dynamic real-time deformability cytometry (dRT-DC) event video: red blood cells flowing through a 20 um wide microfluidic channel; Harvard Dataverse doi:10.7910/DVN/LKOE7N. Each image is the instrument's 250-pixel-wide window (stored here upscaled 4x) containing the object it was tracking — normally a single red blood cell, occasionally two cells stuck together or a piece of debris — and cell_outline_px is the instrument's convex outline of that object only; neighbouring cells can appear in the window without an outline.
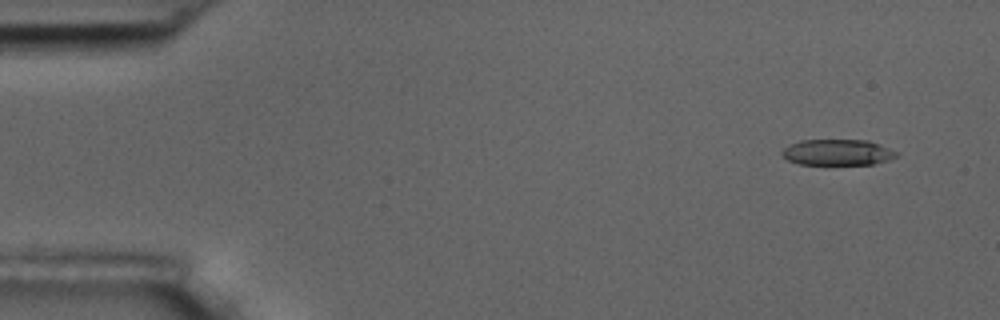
{"species": "common noctule bat (a hibernating species)", "species_latin": "Nyctalus noctula", "temperature_condition": "room temperature", "stored_images_in_passage": 9, "camera_frame_rate_fps": 3000, "um_per_image_px": 0.085, "animal": {"sex": "male", "body_mass_g": 17.5, "forearm_length_mm": 52.3}, "frame": {"image": 1, "passage_image": 1, "time_ms": 0.0, "image_size_px": [1000, 320], "cell_outline_px": [[900, 156], [888, 160], [872, 164], [800, 164], [788, 160], [780, 152], [788, 144], [800, 140], [868, 140], [880, 144], [900, 152]], "centroid_in_image_um": [71.23, 12.94], "position_along_channel_um": 13.8, "area_um2": 17.46}}
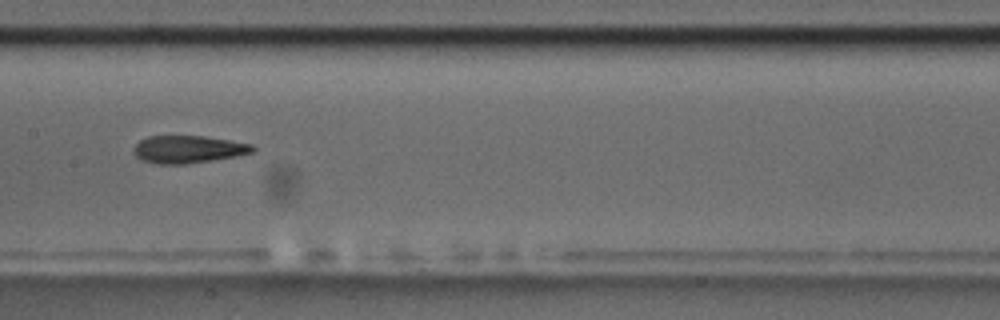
{"frame": {"image": 2, "passage_image": 8, "time_ms": 8.0, "image_size_px": [1000, 320], "cell_outline_px": [[256, 148], [252, 152], [236, 156], [212, 160], [184, 164], [156, 164], [140, 160], [132, 152], [132, 148], [140, 140], [148, 136], [204, 136], [252, 144]], "centroid_in_image_um": [15.94, 12.69], "position_along_channel_um": 191.5, "area_um2": 19.13}}
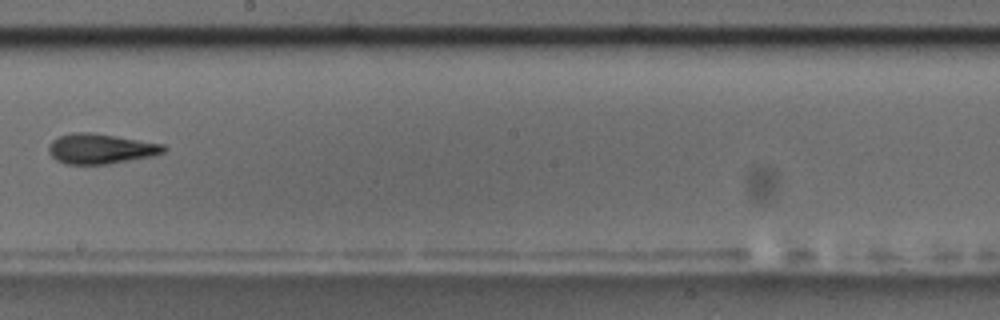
{"frame": {"image": 3, "passage_image": 9, "time_ms": 9.333, "image_size_px": [1000, 320], "cell_outline_px": [[168, 148], [164, 152], [152, 156], [108, 164], [64, 164], [56, 160], [48, 152], [48, 144], [52, 140], [60, 136], [72, 132], [92, 132], [164, 144]], "centroid_in_image_um": [8.54, 12.64], "position_along_channel_um": 239.7, "area_um2": 20.29}}